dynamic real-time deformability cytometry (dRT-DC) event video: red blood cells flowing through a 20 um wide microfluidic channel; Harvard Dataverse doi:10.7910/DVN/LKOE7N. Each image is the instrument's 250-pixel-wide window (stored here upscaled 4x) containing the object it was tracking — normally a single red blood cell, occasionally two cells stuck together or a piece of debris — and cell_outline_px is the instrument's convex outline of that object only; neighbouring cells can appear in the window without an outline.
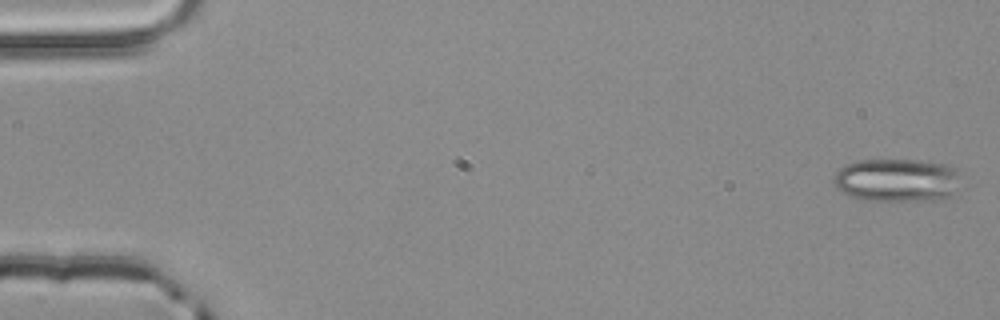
{"species": "common noctule bat (a hibernating species)", "species_latin": "Nyctalus noctula", "temperature_condition": "room temperature", "stored_images_in_passage": 3, "camera_frame_rate_fps": 3000, "um_per_image_px": 0.085, "animal": {"sex": "male", "body_mass_g": 20.4}, "frame": {"image": 1, "passage_image": 1, "time_ms": 0.0, "image_size_px": [1000, 320], "cell_outline_px": [[956, 172], [952, 192], [948, 196], [932, 200], [860, 200], [836, 188], [832, 180], [832, 176], [844, 164], [860, 160], [908, 160], [944, 164], [956, 168]], "centroid_in_image_um": [76.09, 15.3], "position_along_channel_um": 8.9, "area_um2": 31.27}}